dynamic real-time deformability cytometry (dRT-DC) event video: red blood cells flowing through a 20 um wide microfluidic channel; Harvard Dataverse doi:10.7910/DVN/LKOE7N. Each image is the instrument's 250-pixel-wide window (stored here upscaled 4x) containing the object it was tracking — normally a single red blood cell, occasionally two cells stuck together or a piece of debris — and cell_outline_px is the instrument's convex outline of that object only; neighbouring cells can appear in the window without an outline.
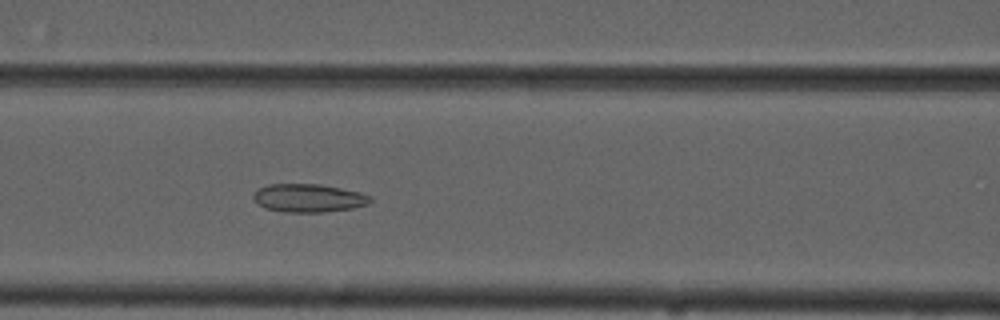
{"species": "common noctule bat (a hibernating species)", "species_latin": "Nyctalus noctula", "temperature_condition": "cold", "stored_images_in_passage": 55, "camera_frame_rate_fps": 3000, "um_per_image_px": 0.085, "animal": {"sex": "male", "forearm_length_mm": 52.5}, "frame": {"image": 1, "passage_image": 24, "time_ms": 7.667, "image_size_px": [1000, 320], "cell_outline_px": [[372, 200], [368, 204], [352, 208], [324, 212], [284, 212], [264, 208], [252, 196], [260, 188], [268, 184], [320, 184], [360, 192], [372, 196]], "centroid_in_image_um": [26.26, 16.83], "position_along_channel_um": 140.3, "area_um2": 19.13}}
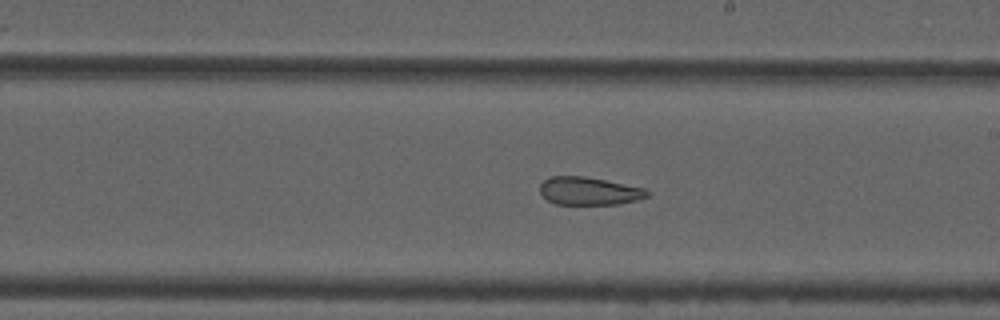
{"frame": {"image": 2, "passage_image": 32, "time_ms": 10.333, "image_size_px": [1000, 320], "cell_outline_px": [[648, 196], [636, 200], [616, 204], [556, 204], [548, 200], [540, 192], [540, 184], [544, 180], [552, 176], [584, 176], [644, 188], [648, 192]], "centroid_in_image_um": [50.04, 16.23], "position_along_channel_um": 239.0, "area_um2": 17.17}}
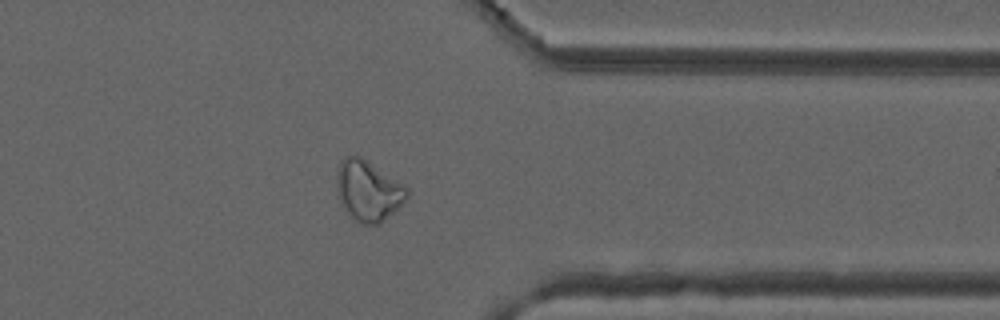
{"frame": {"image": 3, "passage_image": 44, "time_ms": 14.333, "image_size_px": [1000, 320], "cell_outline_px": [[408, 196], [380, 224], [356, 224], [348, 216], [336, 196], [336, 172], [340, 160], [344, 156], [360, 156], [404, 184], [408, 188]], "centroid_in_image_um": [31.22, 16.22], "position_along_channel_um": 380.2, "area_um2": 25.09}, "authors_computed_cell_mechanics": {"area_um2": 24.7384, "velocity_mm_per_s": 3.7048, "shape_relaxation_time_tau1_ms": null, "shape_relaxation_time_tau2_ms": 2.6023, "deformation_change_tau1": null, "deformation_change_tau2": 0.0887}}